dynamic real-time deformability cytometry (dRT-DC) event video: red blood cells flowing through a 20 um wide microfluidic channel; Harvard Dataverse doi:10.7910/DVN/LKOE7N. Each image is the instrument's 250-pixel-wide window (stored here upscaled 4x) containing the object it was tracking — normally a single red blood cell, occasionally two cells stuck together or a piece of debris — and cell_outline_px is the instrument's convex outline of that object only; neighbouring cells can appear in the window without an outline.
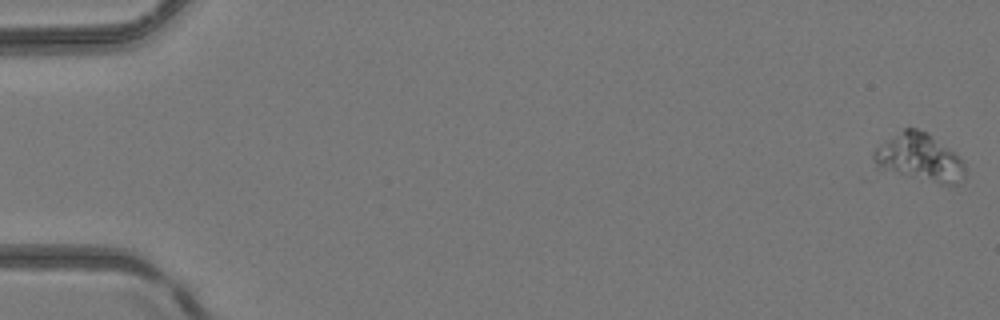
{"species": "common noctule bat (a hibernating species)", "species_latin": "Nyctalus noctula", "temperature_condition": "room temperature", "stored_images_in_passage": 4, "camera_frame_rate_fps": 3000, "um_per_image_px": 0.085, "animal": {"sex": "female", "body_mass_g": 24.6, "forearm_length_mm": 56.2}, "frame": {"image": 1, "passage_image": 1, "time_ms": 0.0, "image_size_px": [1000, 320], "cell_outline_px": [[968, 172], [964, 180], [956, 184], [940, 184], [876, 172], [872, 160], [872, 152], [876, 148], [904, 128], [916, 128], [928, 132], [964, 160]], "centroid_in_image_um": [78.12, 13.46], "position_along_channel_um": 6.9, "area_um2": 26.59}}